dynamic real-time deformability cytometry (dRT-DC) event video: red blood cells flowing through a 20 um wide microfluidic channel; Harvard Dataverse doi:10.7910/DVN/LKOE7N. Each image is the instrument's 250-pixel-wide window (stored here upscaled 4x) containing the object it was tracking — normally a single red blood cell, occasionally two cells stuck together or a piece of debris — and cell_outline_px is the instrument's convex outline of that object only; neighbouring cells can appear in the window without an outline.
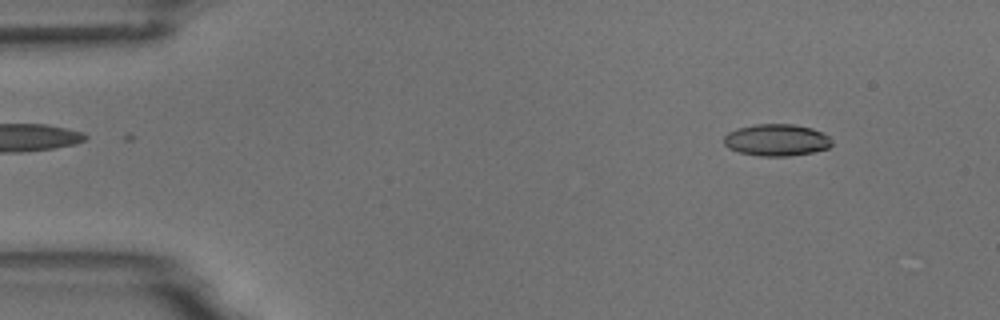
{"species": "common noctule bat (a hibernating species)", "species_latin": "Nyctalus noctula", "temperature_condition": "room temperature", "stored_images_in_passage": 5, "camera_frame_rate_fps": 3000, "um_per_image_px": 0.085, "animal": {"sex": "male", "body_mass_g": 18.8}, "frame": {"image": 1, "passage_image": 1, "time_ms": 0.0, "image_size_px": [1000, 320], "cell_outline_px": [[832, 144], [828, 148], [812, 152], [788, 156], [760, 156], [740, 152], [728, 148], [724, 144], [724, 136], [728, 132], [736, 128], [756, 124], [792, 124], [812, 128], [828, 136], [832, 140]], "centroid_in_image_um": [65.98, 11.9], "position_along_channel_um": 19.0, "area_um2": 20.0}}
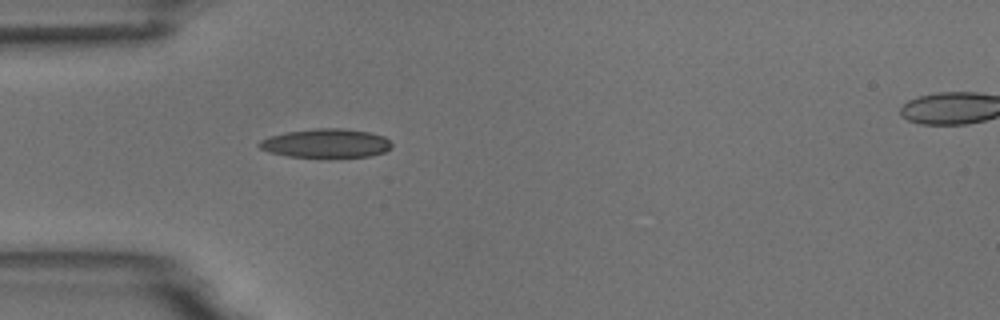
{"frame": {"image": 2, "passage_image": 4, "time_ms": 3.333, "image_size_px": [1000, 320], "cell_outline_px": [[392, 148], [384, 152], [372, 156], [328, 160], [288, 156], [268, 152], [260, 148], [256, 144], [260, 140], [284, 132], [316, 128], [340, 128], [368, 132], [384, 136], [392, 144]], "centroid_in_image_um": [27.72, 12.23], "position_along_channel_um": 57.3, "area_um2": 23.24}}